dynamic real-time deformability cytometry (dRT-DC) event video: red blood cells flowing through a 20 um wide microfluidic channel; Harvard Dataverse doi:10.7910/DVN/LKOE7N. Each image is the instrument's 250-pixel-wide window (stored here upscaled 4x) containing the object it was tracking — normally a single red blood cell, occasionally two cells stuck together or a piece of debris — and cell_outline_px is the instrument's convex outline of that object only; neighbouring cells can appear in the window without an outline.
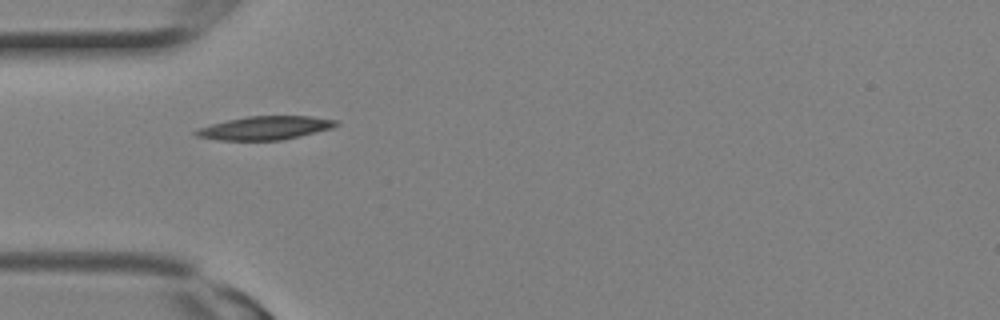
{"species": "Egyptian fruit bat (a non-hibernating species)", "species_latin": "Rousettus aegyptiacus", "temperature_condition": "room temperature", "stored_images_in_passage": 1, "camera_frame_rate_fps": 3000, "um_per_image_px": 0.085, "animal": {"sex": "female"}, "frame": {"image": 1, "passage_image": 1, "time_ms": 0.0, "image_size_px": [1000, 320], "cell_outline_px": [[340, 124], [332, 128], [300, 136], [280, 140], [220, 140], [196, 136], [192, 132], [196, 128], [228, 120], [248, 116], [308, 116], [336, 120]], "centroid_in_image_um": [22.51, 10.87], "position_along_channel_um": 62.5, "area_um2": 19.07}}